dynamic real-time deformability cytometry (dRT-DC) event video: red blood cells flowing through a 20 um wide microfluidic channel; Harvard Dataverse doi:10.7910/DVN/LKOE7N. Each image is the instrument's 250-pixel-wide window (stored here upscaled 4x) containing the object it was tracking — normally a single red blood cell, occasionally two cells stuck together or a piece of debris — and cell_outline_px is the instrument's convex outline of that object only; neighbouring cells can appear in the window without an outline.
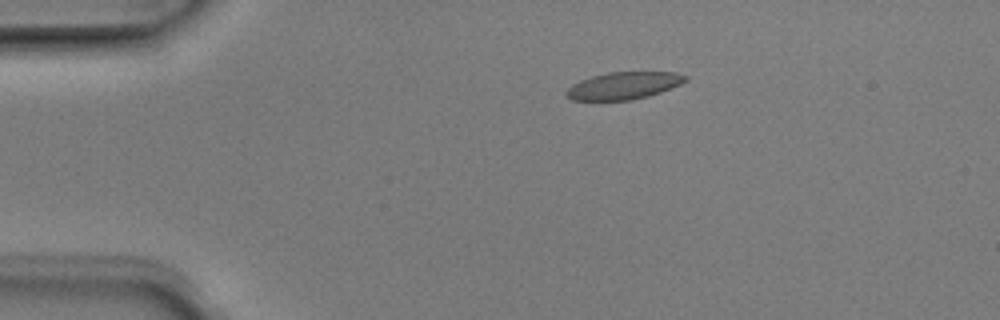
{"species": "Egyptian fruit bat (a non-hibernating species)", "species_latin": "Rousettus aegyptiacus", "temperature_condition": "room temperature", "stored_images_in_passage": 5, "camera_frame_rate_fps": 3000, "um_per_image_px": 0.085, "animal": {"sex": "male"}, "frame": {"image": 1, "passage_image": 2, "time_ms": 0.333, "image_size_px": [1000, 320], "cell_outline_px": [[688, 80], [680, 84], [660, 92], [648, 96], [632, 100], [572, 100], [564, 92], [572, 84], [580, 80], [592, 76], [608, 72], [676, 72], [688, 76]], "centroid_in_image_um": [53.02, 7.27], "position_along_channel_um": 32.0, "area_um2": 18.9}}
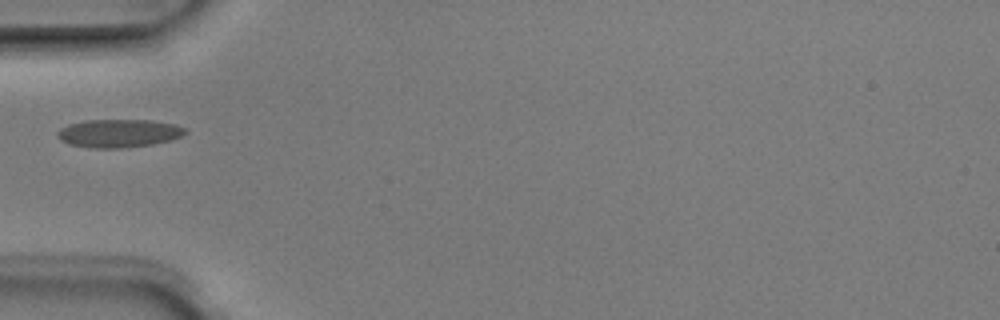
{"frame": {"image": 2, "passage_image": 4, "time_ms": 1.0, "image_size_px": [1000, 320], "cell_outline_px": [[188, 132], [180, 136], [168, 140], [152, 144], [124, 148], [92, 148], [68, 144], [60, 140], [56, 136], [56, 132], [60, 128], [68, 124], [84, 120], [152, 120], [176, 124], [184, 128]], "centroid_in_image_um": [10.04, 11.32], "position_along_channel_um": 75.0, "area_um2": 21.1}}
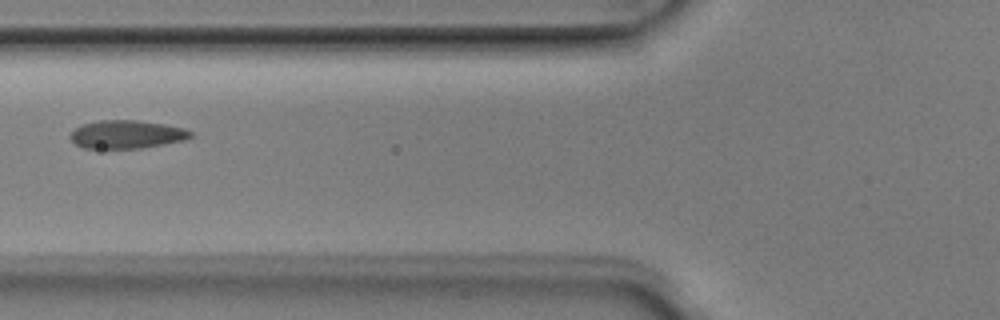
{"frame": {"image": 3, "passage_image": 5, "time_ms": 1.333, "image_size_px": [1000, 320], "cell_outline_px": [[192, 136], [184, 140], [164, 144], [140, 148], [84, 148], [76, 144], [68, 136], [80, 124], [100, 120], [136, 120], [164, 124], [184, 128], [192, 132]], "centroid_in_image_um": [10.75, 11.41], "position_along_channel_um": 115.0, "area_um2": 19.71}}